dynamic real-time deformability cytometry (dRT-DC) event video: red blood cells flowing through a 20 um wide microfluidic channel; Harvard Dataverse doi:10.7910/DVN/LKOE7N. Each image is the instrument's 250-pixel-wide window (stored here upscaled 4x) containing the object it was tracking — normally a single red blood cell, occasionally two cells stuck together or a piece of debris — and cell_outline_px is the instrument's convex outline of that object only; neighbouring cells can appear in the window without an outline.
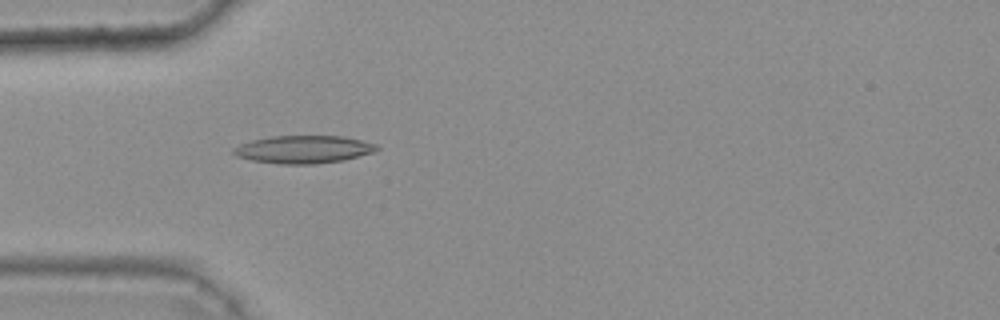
{"species": "common noctule bat (a hibernating species)", "species_latin": "Nyctalus noctula", "temperature_condition": "warm", "stored_images_in_passage": 47, "camera_frame_rate_fps": 3000, "um_per_image_px": 0.085, "animal": {"sex": "female", "body_mass_g": 25.1}, "frame": {"image": 1, "passage_image": 16, "time_ms": 5.0, "image_size_px": [1000, 320], "cell_outline_px": [[380, 148], [376, 152], [344, 160], [312, 164], [280, 164], [252, 160], [236, 156], [232, 152], [232, 148], [240, 144], [252, 140], [272, 136], [344, 136], [376, 144]], "centroid_in_image_um": [25.81, 12.7], "position_along_channel_um": 59.2, "area_um2": 23.24}}
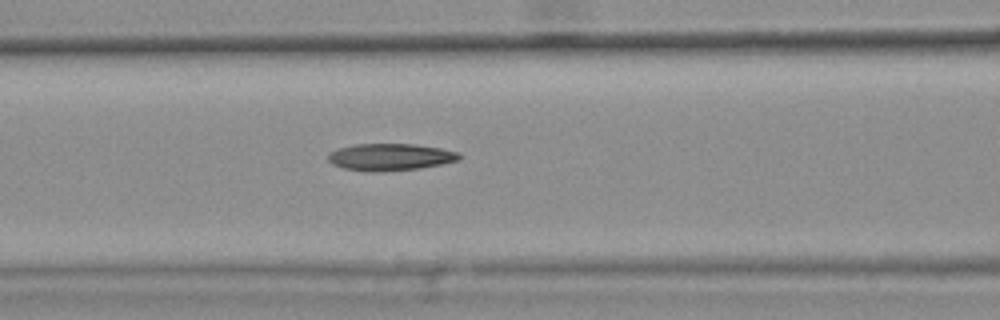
{"frame": {"image": 2, "passage_image": 22, "time_ms": 7.0, "image_size_px": [1000, 320], "cell_outline_px": [[460, 160], [420, 168], [380, 172], [368, 172], [344, 168], [332, 164], [328, 160], [328, 152], [340, 148], [356, 144], [416, 144], [440, 148], [460, 152]], "centroid_in_image_um": [33.17, 13.35], "position_along_channel_um": 133.4, "area_um2": 20.69}}
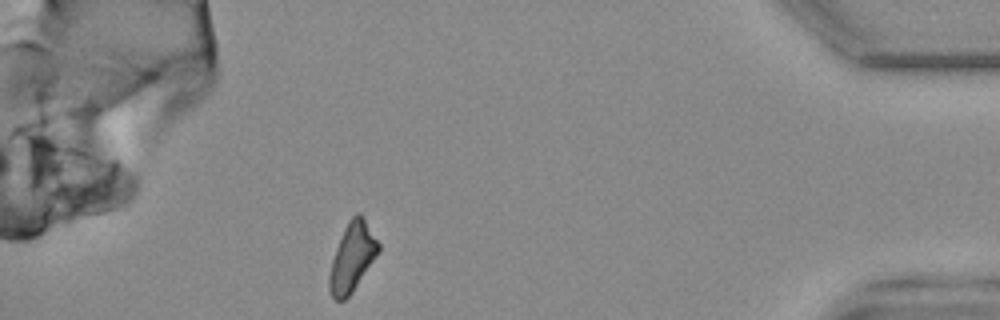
{"frame": {"image": 3, "passage_image": 47, "time_ms": 15.333, "image_size_px": [1000, 320], "cell_outline_px": [[380, 248], [376, 256], [352, 292], [344, 300], [336, 300], [332, 296], [328, 288], [328, 276], [332, 260], [336, 248], [344, 228], [348, 220], [356, 212], [360, 212], [380, 244]], "centroid_in_image_um": [29.92, 21.84], "position_along_channel_um": 405.3, "area_um2": 19.42}, "authors_computed_cell_mechanics": {"area_um2": 20.6346, "velocity_mm_per_s": 3.8282, "shape_relaxation_time_tau1_ms": null, "shape_relaxation_time_tau2_ms": 6.5039, "deformation_change_tau1": null, "deformation_change_tau2": 0.1862}}